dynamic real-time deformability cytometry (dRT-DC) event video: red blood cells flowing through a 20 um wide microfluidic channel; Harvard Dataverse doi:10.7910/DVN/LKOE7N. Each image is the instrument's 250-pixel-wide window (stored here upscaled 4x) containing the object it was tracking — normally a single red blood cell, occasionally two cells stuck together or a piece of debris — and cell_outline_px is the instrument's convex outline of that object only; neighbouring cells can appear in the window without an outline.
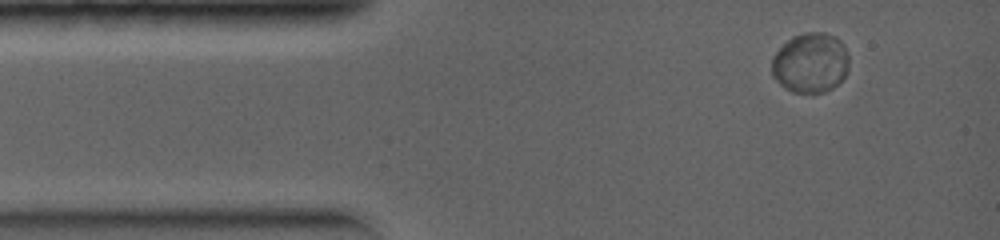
{"species": "common noctule bat (a hibernating species)", "species_latin": "Nyctalus noctula", "temperature_condition": "warm", "stored_images_in_passage": 4, "camera_frame_rate_fps": 5000, "um_per_image_px": 0.085, "animal": {"sex": "female", "body_mass_g": 19.0, "forearm_length_mm": 56.7}, "frame": {"image": 1, "passage_image": 2, "time_ms": 0.8, "image_size_px": [1000, 240], "cell_outline_px": [[848, 72], [832, 88], [824, 92], [792, 92], [784, 88], [772, 76], [772, 56], [792, 36], [808, 32], [824, 32], [836, 36], [844, 44], [848, 52]], "centroid_in_image_um": [68.9, 5.33], "position_along_channel_um": 16.1, "area_um2": 27.11}}
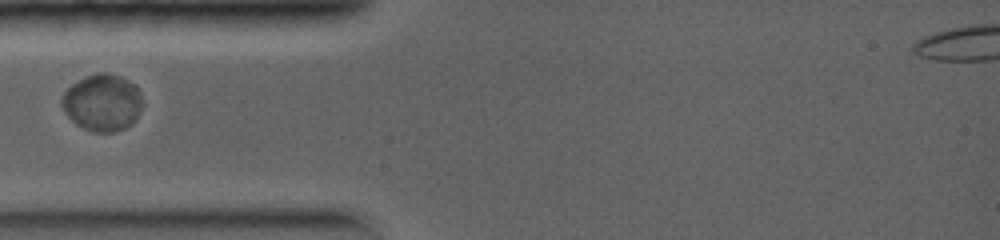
{"frame": {"image": 2, "passage_image": 4, "time_ms": 2.6, "image_size_px": [1000, 240], "cell_outline_px": [[140, 108], [132, 124], [124, 128], [112, 132], [96, 132], [84, 128], [76, 124], [64, 112], [60, 104], [60, 100], [64, 92], [72, 84], [96, 72], [104, 72], [120, 76], [136, 84], [140, 92]], "centroid_in_image_um": [8.68, 8.71], "position_along_channel_um": 76.3, "area_um2": 26.53}}